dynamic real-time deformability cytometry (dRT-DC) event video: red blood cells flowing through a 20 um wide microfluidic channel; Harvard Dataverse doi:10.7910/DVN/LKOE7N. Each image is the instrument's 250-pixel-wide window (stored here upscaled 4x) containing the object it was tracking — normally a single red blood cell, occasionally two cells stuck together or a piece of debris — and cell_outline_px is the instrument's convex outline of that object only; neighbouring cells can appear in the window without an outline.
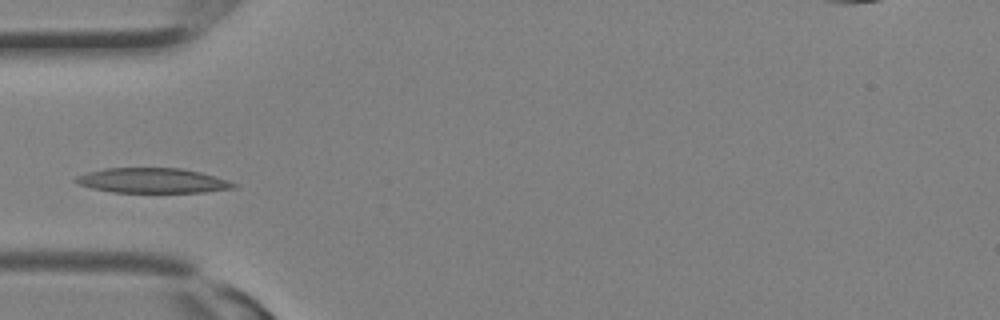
{"species": "Egyptian fruit bat (a non-hibernating species)", "species_latin": "Rousettus aegyptiacus", "temperature_condition": "room temperature", "stored_images_in_passage": 9, "camera_frame_rate_fps": 3000, "um_per_image_px": 0.085, "animal": {"sex": "female"}, "frame": {"image": 1, "passage_image": 6, "time_ms": 1.667, "image_size_px": [1000, 320], "cell_outline_px": [[240, 184], [236, 188], [204, 192], [112, 192], [92, 188], [76, 184], [72, 180], [76, 176], [88, 172], [104, 168], [180, 168], [200, 172], [228, 180]], "centroid_in_image_um": [12.96, 15.35], "position_along_channel_um": 72.0, "area_um2": 23.06}}
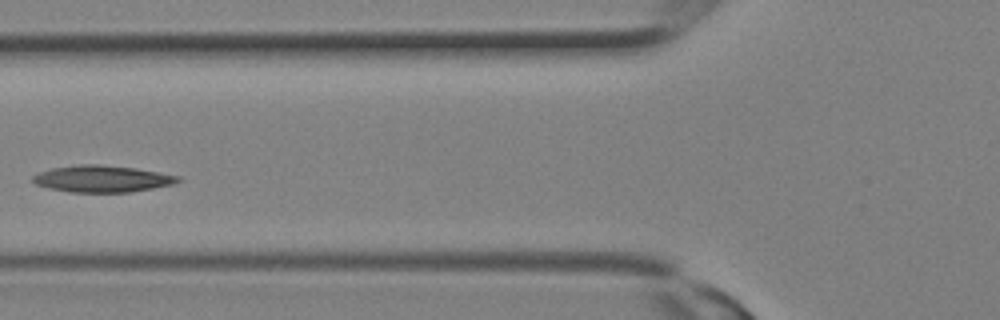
{"frame": {"image": 2, "passage_image": 8, "time_ms": 2.333, "image_size_px": [1000, 320], "cell_outline_px": [[180, 180], [172, 184], [152, 188], [128, 192], [68, 192], [48, 188], [36, 184], [32, 180], [32, 176], [40, 172], [52, 168], [76, 164], [100, 164], [136, 168], [180, 176]], "centroid_in_image_um": [8.65, 15.19], "position_along_channel_um": 117.2, "area_um2": 22.54}}